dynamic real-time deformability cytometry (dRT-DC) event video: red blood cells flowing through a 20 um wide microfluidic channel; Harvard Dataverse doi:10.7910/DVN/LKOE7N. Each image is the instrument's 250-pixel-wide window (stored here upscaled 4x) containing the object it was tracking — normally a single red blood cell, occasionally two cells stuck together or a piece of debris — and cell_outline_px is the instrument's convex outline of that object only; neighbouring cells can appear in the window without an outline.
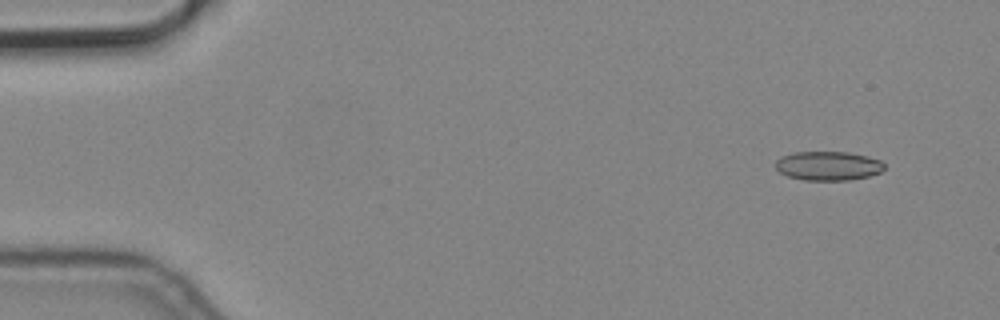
{"species": "common noctule bat (a hibernating species)", "species_latin": "Nyctalus noctula", "temperature_condition": "cold", "stored_images_in_passage": 5, "camera_frame_rate_fps": 3000, "um_per_image_px": 0.085, "animal": {"sex": "male", "body_mass_g": 19.2, "forearm_length_mm": 51.8}, "frame": {"image": 1, "passage_image": 1, "time_ms": 0.0, "image_size_px": [1000, 320], "cell_outline_px": [[884, 168], [880, 172], [868, 176], [848, 180], [804, 180], [788, 176], [780, 172], [776, 168], [776, 160], [780, 156], [792, 152], [848, 152], [868, 156], [880, 160], [884, 164]], "centroid_in_image_um": [70.37, 14.09], "position_along_channel_um": 14.6, "area_um2": 18.44}}
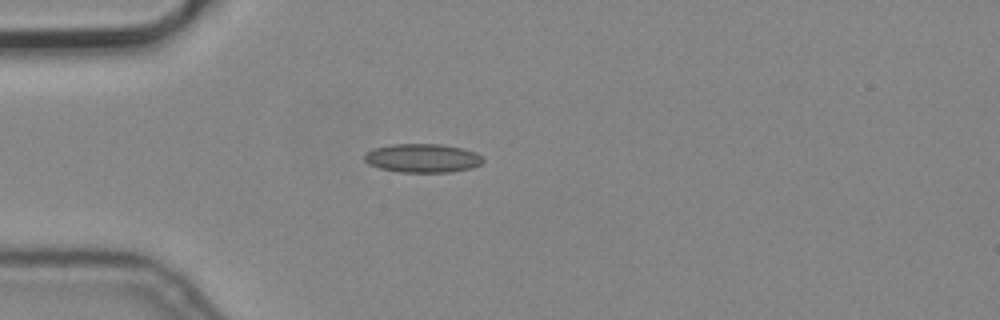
{"frame": {"image": 2, "passage_image": 4, "time_ms": 1.0, "image_size_px": [1000, 320], "cell_outline_px": [[484, 160], [480, 164], [472, 168], [452, 172], [400, 172], [380, 168], [368, 164], [364, 160], [364, 156], [368, 152], [376, 148], [392, 144], [440, 144], [464, 148], [476, 152]], "centroid_in_image_um": [35.94, 13.44], "position_along_channel_um": 49.1, "area_um2": 19.83}}